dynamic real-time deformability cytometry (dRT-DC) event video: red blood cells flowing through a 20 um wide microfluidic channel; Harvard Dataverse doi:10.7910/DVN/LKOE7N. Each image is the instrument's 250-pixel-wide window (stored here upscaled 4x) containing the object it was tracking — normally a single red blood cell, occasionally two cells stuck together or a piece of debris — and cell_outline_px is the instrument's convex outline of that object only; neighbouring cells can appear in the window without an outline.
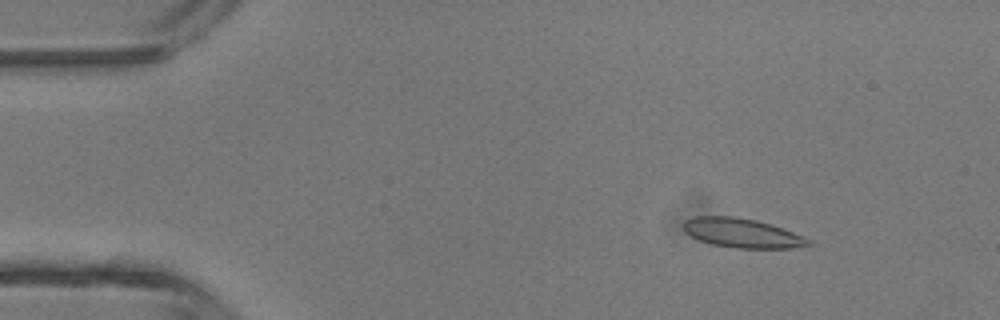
{"species": "common noctule bat (a hibernating species)", "species_latin": "Nyctalus noctula", "temperature_condition": "room temperature", "stored_images_in_passage": 4, "camera_frame_rate_fps": 3000, "um_per_image_px": 0.085, "animal": {"sex": "male", "body_mass_g": 13.3}, "frame": {"image": 1, "passage_image": 2, "time_ms": 1.333, "image_size_px": [1000, 320], "cell_outline_px": [[812, 244], [792, 248], [736, 248], [712, 244], [700, 240], [684, 232], [684, 220], [692, 216], [732, 216], [756, 220], [772, 224], [804, 236], [812, 240]], "centroid_in_image_um": [63.09, 19.8], "position_along_channel_um": 21.9, "area_um2": 21.39}}